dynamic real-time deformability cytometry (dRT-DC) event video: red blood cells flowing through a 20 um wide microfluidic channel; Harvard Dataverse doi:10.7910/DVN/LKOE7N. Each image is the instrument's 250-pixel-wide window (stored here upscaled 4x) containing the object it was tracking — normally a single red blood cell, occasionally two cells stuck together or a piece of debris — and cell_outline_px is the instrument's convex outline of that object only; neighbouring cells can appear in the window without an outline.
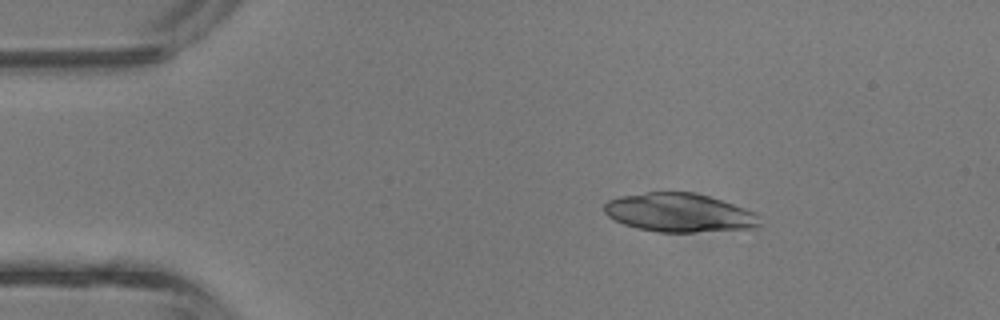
{"species": "common noctule bat (a hibernating species)", "species_latin": "Nyctalus noctula", "temperature_condition": "room temperature", "stored_images_in_passage": 19, "camera_frame_rate_fps": 3000, "um_per_image_px": 0.085, "animal": {"sex": "male", "body_mass_g": 13.3}, "frame": {"image": 1, "passage_image": 6, "time_ms": 1.667, "image_size_px": [1000, 320], "cell_outline_px": [[760, 224], [756, 228], [692, 232], [656, 232], [636, 228], [624, 224], [608, 216], [604, 212], [604, 204], [608, 200], [620, 196], [648, 192], [692, 192], [708, 196], [744, 208], [760, 216]], "centroid_in_image_um": [57.72, 18.08], "position_along_channel_um": 27.3, "area_um2": 34.91}}